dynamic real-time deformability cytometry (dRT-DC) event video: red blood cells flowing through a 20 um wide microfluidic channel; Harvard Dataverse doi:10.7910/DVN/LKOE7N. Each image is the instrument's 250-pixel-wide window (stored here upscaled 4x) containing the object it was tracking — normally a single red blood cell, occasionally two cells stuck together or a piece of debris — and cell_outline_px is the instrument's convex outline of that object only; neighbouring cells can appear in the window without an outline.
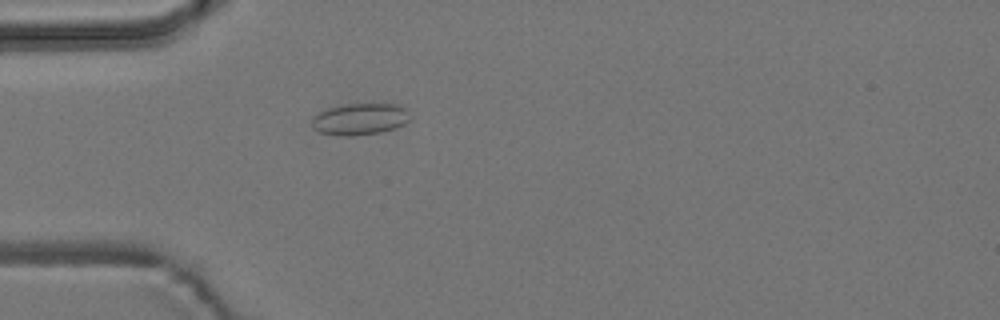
{"species": "common noctule bat (a hibernating species)", "species_latin": "Nyctalus noctula", "temperature_condition": "room temperature", "stored_images_in_passage": 35, "camera_frame_rate_fps": 3000, "um_per_image_px": 0.085, "animal": {"sex": "male", "body_mass_g": 19.2, "forearm_length_mm": 51.8}, "frame": {"image": 1, "passage_image": 3, "time_ms": 0.667, "image_size_px": [1000, 320], "cell_outline_px": [[408, 120], [404, 124], [380, 132], [352, 136], [340, 136], [320, 132], [312, 128], [312, 116], [316, 112], [340, 104], [396, 104], [404, 108]], "centroid_in_image_um": [30.48, 10.12], "position_along_channel_um": 54.5, "area_um2": 17.98}}
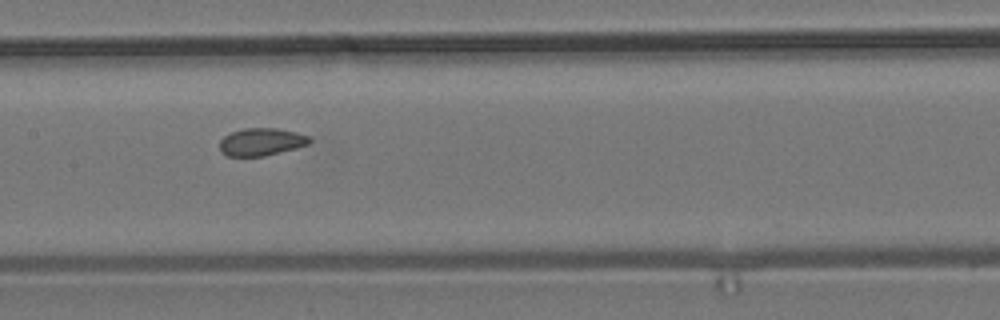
{"frame": {"image": 2, "passage_image": 14, "time_ms": 4.333, "image_size_px": [1000, 320], "cell_outline_px": [[312, 140], [308, 144], [296, 148], [264, 156], [228, 156], [220, 152], [220, 140], [224, 136], [232, 132], [244, 128], [276, 128], [296, 132], [308, 136]], "centroid_in_image_um": [22.2, 12.06], "position_along_channel_um": 185.2, "area_um2": 14.39}}
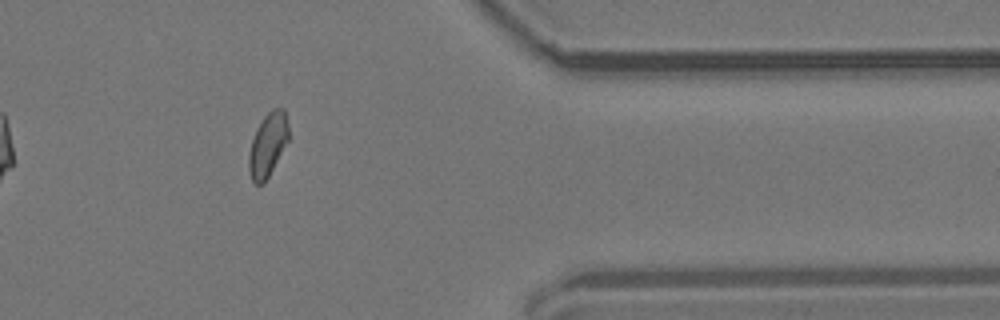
{"frame": {"image": 3, "passage_image": 32, "time_ms": 10.333, "image_size_px": [1000, 320], "cell_outline_px": [[292, 136], [264, 184], [256, 184], [252, 180], [248, 168], [248, 156], [252, 140], [256, 128], [264, 116], [272, 108], [284, 108]], "centroid_in_image_um": [22.81, 12.28], "position_along_channel_um": 388.6, "area_um2": 15.2}, "authors_computed_cell_mechanics": {"area_um2": 15.0858, "velocity_mm_per_s": 3.731, "shape_relaxation_time_tau1_ms": null, "shape_relaxation_time_tau2_ms": 0.782, "deformation_change_tau1": null, "deformation_change_tau2": 0.066}}